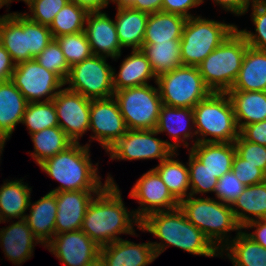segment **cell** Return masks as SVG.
<instances>
[{"label":"cell","mask_w":266,"mask_h":266,"mask_svg":"<svg viewBox=\"0 0 266 266\" xmlns=\"http://www.w3.org/2000/svg\"><path fill=\"white\" fill-rule=\"evenodd\" d=\"M248 47L237 27L197 66L205 85L212 92H227L231 89Z\"/></svg>","instance_id":"cell-6"},{"label":"cell","mask_w":266,"mask_h":266,"mask_svg":"<svg viewBox=\"0 0 266 266\" xmlns=\"http://www.w3.org/2000/svg\"><path fill=\"white\" fill-rule=\"evenodd\" d=\"M46 70L57 74L64 82L69 76L68 65L60 45L53 39L42 52L34 58Z\"/></svg>","instance_id":"cell-42"},{"label":"cell","mask_w":266,"mask_h":266,"mask_svg":"<svg viewBox=\"0 0 266 266\" xmlns=\"http://www.w3.org/2000/svg\"><path fill=\"white\" fill-rule=\"evenodd\" d=\"M86 266H106V264L102 260V258L99 256L95 261H93L92 263H90Z\"/></svg>","instance_id":"cell-56"},{"label":"cell","mask_w":266,"mask_h":266,"mask_svg":"<svg viewBox=\"0 0 266 266\" xmlns=\"http://www.w3.org/2000/svg\"><path fill=\"white\" fill-rule=\"evenodd\" d=\"M89 11L75 3L68 2L55 16L49 29L53 38L84 31Z\"/></svg>","instance_id":"cell-37"},{"label":"cell","mask_w":266,"mask_h":266,"mask_svg":"<svg viewBox=\"0 0 266 266\" xmlns=\"http://www.w3.org/2000/svg\"><path fill=\"white\" fill-rule=\"evenodd\" d=\"M0 43L18 64L30 61L27 49V16L18 12L0 16Z\"/></svg>","instance_id":"cell-23"},{"label":"cell","mask_w":266,"mask_h":266,"mask_svg":"<svg viewBox=\"0 0 266 266\" xmlns=\"http://www.w3.org/2000/svg\"><path fill=\"white\" fill-rule=\"evenodd\" d=\"M3 149H4V148H0V156H1V154H2ZM0 160H1V159H0Z\"/></svg>","instance_id":"cell-60"},{"label":"cell","mask_w":266,"mask_h":266,"mask_svg":"<svg viewBox=\"0 0 266 266\" xmlns=\"http://www.w3.org/2000/svg\"><path fill=\"white\" fill-rule=\"evenodd\" d=\"M4 5L8 7V0H0V8H2Z\"/></svg>","instance_id":"cell-57"},{"label":"cell","mask_w":266,"mask_h":266,"mask_svg":"<svg viewBox=\"0 0 266 266\" xmlns=\"http://www.w3.org/2000/svg\"><path fill=\"white\" fill-rule=\"evenodd\" d=\"M252 22L255 34L247 29L239 30L249 47L266 50V1L252 2Z\"/></svg>","instance_id":"cell-41"},{"label":"cell","mask_w":266,"mask_h":266,"mask_svg":"<svg viewBox=\"0 0 266 266\" xmlns=\"http://www.w3.org/2000/svg\"><path fill=\"white\" fill-rule=\"evenodd\" d=\"M30 136L34 143V152L29 154L38 165L74 143L59 126L43 129Z\"/></svg>","instance_id":"cell-36"},{"label":"cell","mask_w":266,"mask_h":266,"mask_svg":"<svg viewBox=\"0 0 266 266\" xmlns=\"http://www.w3.org/2000/svg\"><path fill=\"white\" fill-rule=\"evenodd\" d=\"M55 40L60 45L70 67L93 55L84 31L76 34L61 35L56 37Z\"/></svg>","instance_id":"cell-39"},{"label":"cell","mask_w":266,"mask_h":266,"mask_svg":"<svg viewBox=\"0 0 266 266\" xmlns=\"http://www.w3.org/2000/svg\"><path fill=\"white\" fill-rule=\"evenodd\" d=\"M115 25L121 47L140 50L149 14L129 7H116Z\"/></svg>","instance_id":"cell-28"},{"label":"cell","mask_w":266,"mask_h":266,"mask_svg":"<svg viewBox=\"0 0 266 266\" xmlns=\"http://www.w3.org/2000/svg\"><path fill=\"white\" fill-rule=\"evenodd\" d=\"M20 180L7 181L0 186V223L9 219H24L31 201V189Z\"/></svg>","instance_id":"cell-31"},{"label":"cell","mask_w":266,"mask_h":266,"mask_svg":"<svg viewBox=\"0 0 266 266\" xmlns=\"http://www.w3.org/2000/svg\"><path fill=\"white\" fill-rule=\"evenodd\" d=\"M196 143L234 142L240 135L232 103L226 92H211L193 108ZM211 136L212 138H207ZM201 137V138H200ZM206 137V138H205Z\"/></svg>","instance_id":"cell-4"},{"label":"cell","mask_w":266,"mask_h":266,"mask_svg":"<svg viewBox=\"0 0 266 266\" xmlns=\"http://www.w3.org/2000/svg\"><path fill=\"white\" fill-rule=\"evenodd\" d=\"M28 209L30 214L25 215L24 220L41 245L45 247L55 236L56 195L48 192L34 203L29 202Z\"/></svg>","instance_id":"cell-24"},{"label":"cell","mask_w":266,"mask_h":266,"mask_svg":"<svg viewBox=\"0 0 266 266\" xmlns=\"http://www.w3.org/2000/svg\"><path fill=\"white\" fill-rule=\"evenodd\" d=\"M38 243L41 244L24 219L0 230V247L3 248L5 257L15 265H21L30 259L34 246Z\"/></svg>","instance_id":"cell-21"},{"label":"cell","mask_w":266,"mask_h":266,"mask_svg":"<svg viewBox=\"0 0 266 266\" xmlns=\"http://www.w3.org/2000/svg\"><path fill=\"white\" fill-rule=\"evenodd\" d=\"M117 5V7H128L133 0H109Z\"/></svg>","instance_id":"cell-55"},{"label":"cell","mask_w":266,"mask_h":266,"mask_svg":"<svg viewBox=\"0 0 266 266\" xmlns=\"http://www.w3.org/2000/svg\"><path fill=\"white\" fill-rule=\"evenodd\" d=\"M228 91L266 92V50L246 49L238 76Z\"/></svg>","instance_id":"cell-26"},{"label":"cell","mask_w":266,"mask_h":266,"mask_svg":"<svg viewBox=\"0 0 266 266\" xmlns=\"http://www.w3.org/2000/svg\"><path fill=\"white\" fill-rule=\"evenodd\" d=\"M12 1H15V0H8V4H11ZM16 1H19V0H16ZM20 1H24L27 4L30 0H20Z\"/></svg>","instance_id":"cell-58"},{"label":"cell","mask_w":266,"mask_h":266,"mask_svg":"<svg viewBox=\"0 0 266 266\" xmlns=\"http://www.w3.org/2000/svg\"><path fill=\"white\" fill-rule=\"evenodd\" d=\"M52 101L56 109L59 127L74 143H79V138L83 137L90 127L91 100L63 88Z\"/></svg>","instance_id":"cell-13"},{"label":"cell","mask_w":266,"mask_h":266,"mask_svg":"<svg viewBox=\"0 0 266 266\" xmlns=\"http://www.w3.org/2000/svg\"><path fill=\"white\" fill-rule=\"evenodd\" d=\"M53 39L48 26L34 22L27 17V49L30 52V60L38 56Z\"/></svg>","instance_id":"cell-44"},{"label":"cell","mask_w":266,"mask_h":266,"mask_svg":"<svg viewBox=\"0 0 266 266\" xmlns=\"http://www.w3.org/2000/svg\"><path fill=\"white\" fill-rule=\"evenodd\" d=\"M158 134L156 129L131 130L118 139L106 151L110 159L117 160H143L159 159V163L174 151L171 142L154 137Z\"/></svg>","instance_id":"cell-12"},{"label":"cell","mask_w":266,"mask_h":266,"mask_svg":"<svg viewBox=\"0 0 266 266\" xmlns=\"http://www.w3.org/2000/svg\"><path fill=\"white\" fill-rule=\"evenodd\" d=\"M126 126L131 130L156 129L162 99L152 85L125 88L114 92Z\"/></svg>","instance_id":"cell-9"},{"label":"cell","mask_w":266,"mask_h":266,"mask_svg":"<svg viewBox=\"0 0 266 266\" xmlns=\"http://www.w3.org/2000/svg\"><path fill=\"white\" fill-rule=\"evenodd\" d=\"M10 81L28 103L40 102L43 97L42 102L51 101L65 85L57 74L46 70L35 59L15 64Z\"/></svg>","instance_id":"cell-11"},{"label":"cell","mask_w":266,"mask_h":266,"mask_svg":"<svg viewBox=\"0 0 266 266\" xmlns=\"http://www.w3.org/2000/svg\"><path fill=\"white\" fill-rule=\"evenodd\" d=\"M141 50L149 60L156 77L183 66L180 40L157 42V44H143Z\"/></svg>","instance_id":"cell-35"},{"label":"cell","mask_w":266,"mask_h":266,"mask_svg":"<svg viewBox=\"0 0 266 266\" xmlns=\"http://www.w3.org/2000/svg\"><path fill=\"white\" fill-rule=\"evenodd\" d=\"M232 171L237 179L245 186H250L266 181V173L255 165L247 163V160L235 154Z\"/></svg>","instance_id":"cell-47"},{"label":"cell","mask_w":266,"mask_h":266,"mask_svg":"<svg viewBox=\"0 0 266 266\" xmlns=\"http://www.w3.org/2000/svg\"><path fill=\"white\" fill-rule=\"evenodd\" d=\"M79 6L86 8L88 11H101L108 6L109 0H69Z\"/></svg>","instance_id":"cell-54"},{"label":"cell","mask_w":266,"mask_h":266,"mask_svg":"<svg viewBox=\"0 0 266 266\" xmlns=\"http://www.w3.org/2000/svg\"><path fill=\"white\" fill-rule=\"evenodd\" d=\"M139 230L149 232L161 240L159 243L151 242L157 257L167 246L177 247L193 255L220 256V251L186 218L179 207L149 214L140 221Z\"/></svg>","instance_id":"cell-2"},{"label":"cell","mask_w":266,"mask_h":266,"mask_svg":"<svg viewBox=\"0 0 266 266\" xmlns=\"http://www.w3.org/2000/svg\"><path fill=\"white\" fill-rule=\"evenodd\" d=\"M15 69L9 52L0 43V81H9Z\"/></svg>","instance_id":"cell-52"},{"label":"cell","mask_w":266,"mask_h":266,"mask_svg":"<svg viewBox=\"0 0 266 266\" xmlns=\"http://www.w3.org/2000/svg\"><path fill=\"white\" fill-rule=\"evenodd\" d=\"M84 32L93 55L111 57L115 61L121 56L115 22L105 12L89 11Z\"/></svg>","instance_id":"cell-17"},{"label":"cell","mask_w":266,"mask_h":266,"mask_svg":"<svg viewBox=\"0 0 266 266\" xmlns=\"http://www.w3.org/2000/svg\"><path fill=\"white\" fill-rule=\"evenodd\" d=\"M236 154L266 173V146L245 140L241 135L234 141Z\"/></svg>","instance_id":"cell-45"},{"label":"cell","mask_w":266,"mask_h":266,"mask_svg":"<svg viewBox=\"0 0 266 266\" xmlns=\"http://www.w3.org/2000/svg\"><path fill=\"white\" fill-rule=\"evenodd\" d=\"M112 76L115 92L125 88L148 85V81L153 78L155 83L157 81L150 62L141 49L132 50L131 55H127L122 61L119 73L116 74L113 69Z\"/></svg>","instance_id":"cell-25"},{"label":"cell","mask_w":266,"mask_h":266,"mask_svg":"<svg viewBox=\"0 0 266 266\" xmlns=\"http://www.w3.org/2000/svg\"><path fill=\"white\" fill-rule=\"evenodd\" d=\"M193 127H195L194 114L191 108L161 106L156 131L158 134L167 132L172 136L174 142L171 143V149L174 152H177V148L181 146L180 141L185 147H189L188 140L196 135Z\"/></svg>","instance_id":"cell-20"},{"label":"cell","mask_w":266,"mask_h":266,"mask_svg":"<svg viewBox=\"0 0 266 266\" xmlns=\"http://www.w3.org/2000/svg\"><path fill=\"white\" fill-rule=\"evenodd\" d=\"M21 123L27 126L29 134L59 126L53 101L28 103Z\"/></svg>","instance_id":"cell-38"},{"label":"cell","mask_w":266,"mask_h":266,"mask_svg":"<svg viewBox=\"0 0 266 266\" xmlns=\"http://www.w3.org/2000/svg\"><path fill=\"white\" fill-rule=\"evenodd\" d=\"M226 93L232 103L239 130L245 125L266 120L265 91H227Z\"/></svg>","instance_id":"cell-29"},{"label":"cell","mask_w":266,"mask_h":266,"mask_svg":"<svg viewBox=\"0 0 266 266\" xmlns=\"http://www.w3.org/2000/svg\"><path fill=\"white\" fill-rule=\"evenodd\" d=\"M121 195L116 183H108L87 207L81 230L100 247L122 239L121 234L135 235L134 224L140 228V221L133 210L126 209Z\"/></svg>","instance_id":"cell-1"},{"label":"cell","mask_w":266,"mask_h":266,"mask_svg":"<svg viewBox=\"0 0 266 266\" xmlns=\"http://www.w3.org/2000/svg\"><path fill=\"white\" fill-rule=\"evenodd\" d=\"M240 135L247 141L266 146V120L245 125Z\"/></svg>","instance_id":"cell-49"},{"label":"cell","mask_w":266,"mask_h":266,"mask_svg":"<svg viewBox=\"0 0 266 266\" xmlns=\"http://www.w3.org/2000/svg\"><path fill=\"white\" fill-rule=\"evenodd\" d=\"M177 155L176 152L171 153L153 169L159 174L172 196L180 202L190 196L188 193L190 179L189 168L184 163L173 159Z\"/></svg>","instance_id":"cell-34"},{"label":"cell","mask_w":266,"mask_h":266,"mask_svg":"<svg viewBox=\"0 0 266 266\" xmlns=\"http://www.w3.org/2000/svg\"><path fill=\"white\" fill-rule=\"evenodd\" d=\"M104 56L92 55L82 62L70 67V73L65 81L68 90L84 97L105 99L114 95L113 68L106 62Z\"/></svg>","instance_id":"cell-10"},{"label":"cell","mask_w":266,"mask_h":266,"mask_svg":"<svg viewBox=\"0 0 266 266\" xmlns=\"http://www.w3.org/2000/svg\"><path fill=\"white\" fill-rule=\"evenodd\" d=\"M245 187L246 186L237 179L235 173L231 170L218 179L214 193L217 200L232 205Z\"/></svg>","instance_id":"cell-46"},{"label":"cell","mask_w":266,"mask_h":266,"mask_svg":"<svg viewBox=\"0 0 266 266\" xmlns=\"http://www.w3.org/2000/svg\"><path fill=\"white\" fill-rule=\"evenodd\" d=\"M100 257L106 266H147L157 255L150 241L136 244L120 239L100 247Z\"/></svg>","instance_id":"cell-19"},{"label":"cell","mask_w":266,"mask_h":266,"mask_svg":"<svg viewBox=\"0 0 266 266\" xmlns=\"http://www.w3.org/2000/svg\"><path fill=\"white\" fill-rule=\"evenodd\" d=\"M68 2L69 0H30L27 5L31 15L24 14L30 20L49 27L56 14Z\"/></svg>","instance_id":"cell-43"},{"label":"cell","mask_w":266,"mask_h":266,"mask_svg":"<svg viewBox=\"0 0 266 266\" xmlns=\"http://www.w3.org/2000/svg\"><path fill=\"white\" fill-rule=\"evenodd\" d=\"M188 151L218 179L232 170L233 160L236 154L234 142L196 143Z\"/></svg>","instance_id":"cell-27"},{"label":"cell","mask_w":266,"mask_h":266,"mask_svg":"<svg viewBox=\"0 0 266 266\" xmlns=\"http://www.w3.org/2000/svg\"><path fill=\"white\" fill-rule=\"evenodd\" d=\"M162 1L163 0H133L128 7L151 14L161 11Z\"/></svg>","instance_id":"cell-53"},{"label":"cell","mask_w":266,"mask_h":266,"mask_svg":"<svg viewBox=\"0 0 266 266\" xmlns=\"http://www.w3.org/2000/svg\"><path fill=\"white\" fill-rule=\"evenodd\" d=\"M162 104L193 108L212 91L205 85L196 66H181L157 77Z\"/></svg>","instance_id":"cell-8"},{"label":"cell","mask_w":266,"mask_h":266,"mask_svg":"<svg viewBox=\"0 0 266 266\" xmlns=\"http://www.w3.org/2000/svg\"><path fill=\"white\" fill-rule=\"evenodd\" d=\"M213 2L236 16L246 14L251 3L249 0H213Z\"/></svg>","instance_id":"cell-51"},{"label":"cell","mask_w":266,"mask_h":266,"mask_svg":"<svg viewBox=\"0 0 266 266\" xmlns=\"http://www.w3.org/2000/svg\"><path fill=\"white\" fill-rule=\"evenodd\" d=\"M251 3L252 2H263V1H266V0H249Z\"/></svg>","instance_id":"cell-59"},{"label":"cell","mask_w":266,"mask_h":266,"mask_svg":"<svg viewBox=\"0 0 266 266\" xmlns=\"http://www.w3.org/2000/svg\"><path fill=\"white\" fill-rule=\"evenodd\" d=\"M236 25L193 16L187 18L180 39L184 66H198L235 29Z\"/></svg>","instance_id":"cell-7"},{"label":"cell","mask_w":266,"mask_h":266,"mask_svg":"<svg viewBox=\"0 0 266 266\" xmlns=\"http://www.w3.org/2000/svg\"><path fill=\"white\" fill-rule=\"evenodd\" d=\"M129 196L138 200L140 207L133 210L141 221L149 214L169 211L179 207V202L169 192L159 174L152 168L135 183Z\"/></svg>","instance_id":"cell-14"},{"label":"cell","mask_w":266,"mask_h":266,"mask_svg":"<svg viewBox=\"0 0 266 266\" xmlns=\"http://www.w3.org/2000/svg\"><path fill=\"white\" fill-rule=\"evenodd\" d=\"M100 191L80 190L55 192L57 204L55 235L81 230L87 207Z\"/></svg>","instance_id":"cell-18"},{"label":"cell","mask_w":266,"mask_h":266,"mask_svg":"<svg viewBox=\"0 0 266 266\" xmlns=\"http://www.w3.org/2000/svg\"><path fill=\"white\" fill-rule=\"evenodd\" d=\"M89 118V130L94 134L90 138L98 141L106 151L128 130L113 96L91 100Z\"/></svg>","instance_id":"cell-15"},{"label":"cell","mask_w":266,"mask_h":266,"mask_svg":"<svg viewBox=\"0 0 266 266\" xmlns=\"http://www.w3.org/2000/svg\"><path fill=\"white\" fill-rule=\"evenodd\" d=\"M89 148V144L82 146L80 143H73L66 150L38 165L48 176L61 183L49 192L102 190L108 183H115L108 175L103 185L97 173L98 163L93 166Z\"/></svg>","instance_id":"cell-3"},{"label":"cell","mask_w":266,"mask_h":266,"mask_svg":"<svg viewBox=\"0 0 266 266\" xmlns=\"http://www.w3.org/2000/svg\"><path fill=\"white\" fill-rule=\"evenodd\" d=\"M27 100L9 81H0V148H4L17 124L22 122Z\"/></svg>","instance_id":"cell-22"},{"label":"cell","mask_w":266,"mask_h":266,"mask_svg":"<svg viewBox=\"0 0 266 266\" xmlns=\"http://www.w3.org/2000/svg\"><path fill=\"white\" fill-rule=\"evenodd\" d=\"M45 248L65 266H86L100 256V246L82 230L56 234Z\"/></svg>","instance_id":"cell-16"},{"label":"cell","mask_w":266,"mask_h":266,"mask_svg":"<svg viewBox=\"0 0 266 266\" xmlns=\"http://www.w3.org/2000/svg\"><path fill=\"white\" fill-rule=\"evenodd\" d=\"M186 20L184 16L163 11L149 14L143 44L180 40Z\"/></svg>","instance_id":"cell-32"},{"label":"cell","mask_w":266,"mask_h":266,"mask_svg":"<svg viewBox=\"0 0 266 266\" xmlns=\"http://www.w3.org/2000/svg\"><path fill=\"white\" fill-rule=\"evenodd\" d=\"M203 2L204 0H163L161 11L190 18L193 15L188 10L199 6Z\"/></svg>","instance_id":"cell-48"},{"label":"cell","mask_w":266,"mask_h":266,"mask_svg":"<svg viewBox=\"0 0 266 266\" xmlns=\"http://www.w3.org/2000/svg\"><path fill=\"white\" fill-rule=\"evenodd\" d=\"M190 195L214 192L218 178L212 174L190 151L189 162Z\"/></svg>","instance_id":"cell-40"},{"label":"cell","mask_w":266,"mask_h":266,"mask_svg":"<svg viewBox=\"0 0 266 266\" xmlns=\"http://www.w3.org/2000/svg\"><path fill=\"white\" fill-rule=\"evenodd\" d=\"M231 208L241 227L250 221L266 218V181L246 186Z\"/></svg>","instance_id":"cell-30"},{"label":"cell","mask_w":266,"mask_h":266,"mask_svg":"<svg viewBox=\"0 0 266 266\" xmlns=\"http://www.w3.org/2000/svg\"><path fill=\"white\" fill-rule=\"evenodd\" d=\"M179 208L219 251L230 242L228 232L242 230L231 205L219 200L190 195L179 202Z\"/></svg>","instance_id":"cell-5"},{"label":"cell","mask_w":266,"mask_h":266,"mask_svg":"<svg viewBox=\"0 0 266 266\" xmlns=\"http://www.w3.org/2000/svg\"><path fill=\"white\" fill-rule=\"evenodd\" d=\"M247 228H256L252 233H246L245 231V234L254 242L266 248V218L250 221L244 227H242V229Z\"/></svg>","instance_id":"cell-50"},{"label":"cell","mask_w":266,"mask_h":266,"mask_svg":"<svg viewBox=\"0 0 266 266\" xmlns=\"http://www.w3.org/2000/svg\"><path fill=\"white\" fill-rule=\"evenodd\" d=\"M224 251L233 266H266V248L254 242L242 230L220 251V256Z\"/></svg>","instance_id":"cell-33"}]
</instances>
